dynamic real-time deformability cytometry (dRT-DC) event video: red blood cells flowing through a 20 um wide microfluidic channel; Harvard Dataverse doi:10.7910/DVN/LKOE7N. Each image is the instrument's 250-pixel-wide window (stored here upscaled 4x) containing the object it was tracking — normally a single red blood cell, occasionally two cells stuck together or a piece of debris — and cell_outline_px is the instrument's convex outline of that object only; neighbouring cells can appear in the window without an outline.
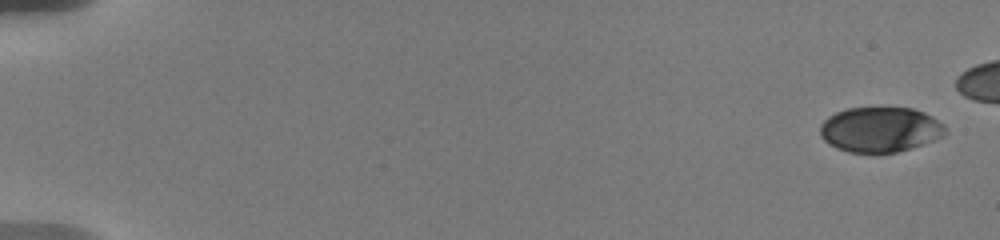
{"species": "human", "species_latin": "Homo sapiens", "temperature_condition": "warm", "stored_images_in_passage": 31, "camera_frame_rate_fps": 3000, "um_per_image_px": 0.085, "donor": {"sex": "male"}, "frame": {"image": 1, "passage_image": 1, "time_ms": 0.0, "image_size_px": [1000, 240], "cell_outline_px": [[948, 132], [944, 136], [896, 152], [848, 152], [836, 148], [828, 144], [820, 136], [820, 124], [828, 116], [836, 112], [848, 108], [912, 108], [924, 112], [932, 116]], "centroid_in_image_um": [74.76, 11.0], "position_along_channel_um": 10.2, "area_um2": 32.6}}
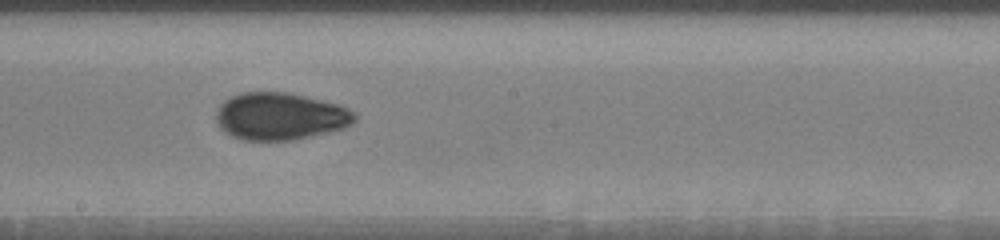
{"frame": {"image": 2, "passage_image": 19, "time_ms": 10.667, "image_size_px": [1000, 240], "cell_outline_px": [[356, 120], [352, 124], [344, 128], [328, 132], [292, 140], [240, 140], [224, 132], [216, 124], [216, 112], [220, 104], [224, 100], [240, 92], [288, 92], [340, 104], [356, 112]], "centroid_in_image_um": [23.81, 9.88], "position_along_channel_um": 224.4, "area_um2": 38.55}}
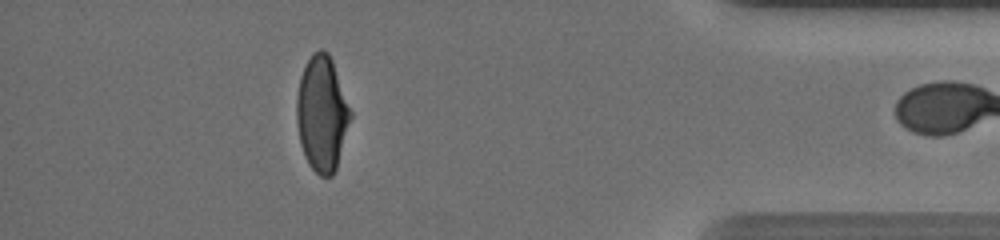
{"frame": {"image": 3, "passage_image": 30, "time_ms": 16.667, "image_size_px": [1000, 240], "cell_outline_px": [[352, 116], [336, 168], [332, 176], [320, 176], [308, 164], [300, 144], [296, 120], [296, 96], [300, 76], [312, 52], [320, 48], [328, 52], [332, 60], [352, 112]], "centroid_in_image_um": [27.36, 9.65], "position_along_channel_um": 407.8, "area_um2": 36.24}, "authors_computed_cell_mechanics": {"area_um2": 36.414, "velocity_mm_per_s": 3.6402, "shape_relaxation_time_tau1_ms": 6.0154, "shape_relaxation_time_tau2_ms": 1.3136, "deformation_change_tau1": 0.1902, "deformation_change_tau2": 0.0472}}